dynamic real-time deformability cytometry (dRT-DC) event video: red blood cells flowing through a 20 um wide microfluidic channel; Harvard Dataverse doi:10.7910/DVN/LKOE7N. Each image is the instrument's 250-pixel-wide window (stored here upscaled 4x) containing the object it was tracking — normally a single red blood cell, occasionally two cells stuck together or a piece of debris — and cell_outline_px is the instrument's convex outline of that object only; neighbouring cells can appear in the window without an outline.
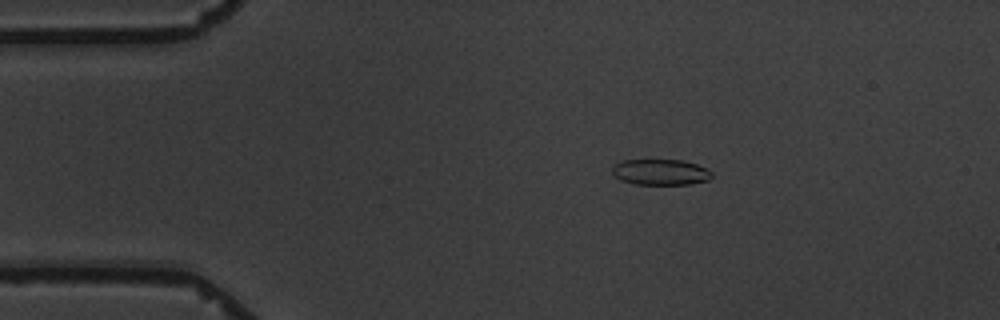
{"species": "common noctule bat (a hibernating species)", "species_latin": "Nyctalus noctula", "temperature_condition": "warm", "stored_images_in_passage": 4, "camera_frame_rate_fps": 3000, "um_per_image_px": 0.085, "animal": {"sex": "male", "body_mass_g": 19.5, "forearm_length_mm": 54.6}, "frame": {"image": 1, "passage_image": 2, "time_ms": 1.333, "image_size_px": [1000, 320], "cell_outline_px": [[712, 176], [708, 180], [692, 184], [636, 184], [620, 180], [612, 176], [612, 168], [620, 160], [680, 160], [696, 164], [708, 168], [712, 172]], "centroid_in_image_um": [56.14, 14.63], "position_along_channel_um": 28.9, "area_um2": 15.09}}